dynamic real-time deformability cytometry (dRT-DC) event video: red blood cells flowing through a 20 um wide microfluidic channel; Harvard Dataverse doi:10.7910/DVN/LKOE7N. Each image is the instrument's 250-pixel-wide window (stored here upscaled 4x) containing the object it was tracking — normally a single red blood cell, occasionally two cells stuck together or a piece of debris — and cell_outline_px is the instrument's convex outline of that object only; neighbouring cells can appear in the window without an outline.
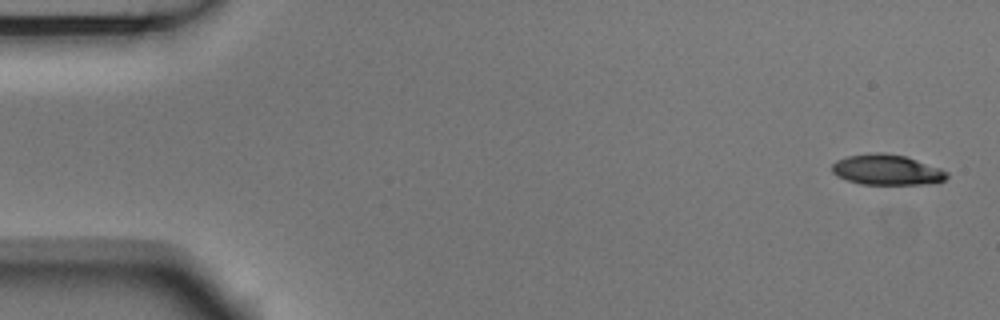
{"species": "Egyptian fruit bat (a non-hibernating species)", "species_latin": "Rousettus aegyptiacus", "temperature_condition": "room temperature", "stored_images_in_passage": 4, "camera_frame_rate_fps": 3000, "um_per_image_px": 0.085, "animal": {"sex": "male"}, "frame": {"image": 1, "passage_image": 1, "time_ms": 0.0, "image_size_px": [1000, 320], "cell_outline_px": [[948, 176], [944, 180], [928, 184], [860, 184], [836, 176], [832, 172], [832, 164], [836, 160], [848, 156], [872, 152], [884, 152], [904, 156], [940, 168], [948, 172]], "centroid_in_image_um": [75.36, 14.43], "position_along_channel_um": 9.6, "area_um2": 20.35}}